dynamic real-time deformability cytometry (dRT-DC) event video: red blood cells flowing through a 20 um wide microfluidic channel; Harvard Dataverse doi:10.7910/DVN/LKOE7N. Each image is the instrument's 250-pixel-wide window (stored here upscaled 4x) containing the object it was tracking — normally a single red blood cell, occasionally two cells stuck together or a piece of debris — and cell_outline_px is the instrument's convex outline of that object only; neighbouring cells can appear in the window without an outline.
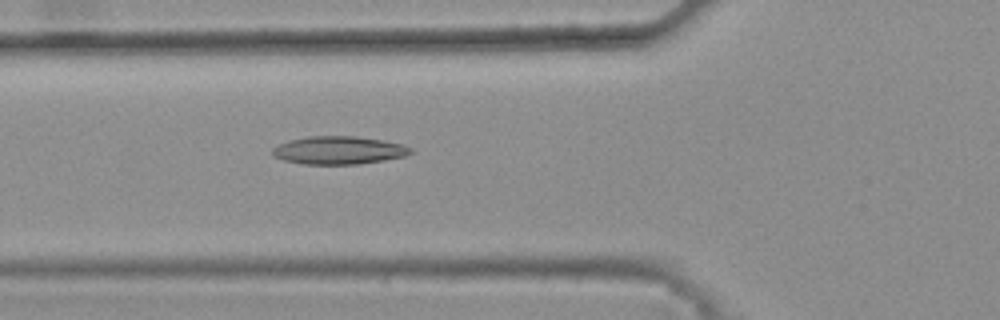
{"species": "common noctule bat (a hibernating species)", "species_latin": "Nyctalus noctula", "temperature_condition": "warm", "stored_images_in_passage": 47, "camera_frame_rate_fps": 3000, "um_per_image_px": 0.085, "animal": {"sex": "female", "body_mass_g": 25.1}, "frame": {"image": 1, "passage_image": 19, "time_ms": 6.0, "image_size_px": [1000, 320], "cell_outline_px": [[412, 152], [404, 156], [384, 160], [356, 164], [304, 164], [284, 160], [272, 156], [272, 148], [276, 144], [288, 140], [308, 136], [356, 136], [384, 140], [400, 144], [412, 148]], "centroid_in_image_um": [28.74, 12.76], "position_along_channel_um": 97.1, "area_um2": 22.6}}
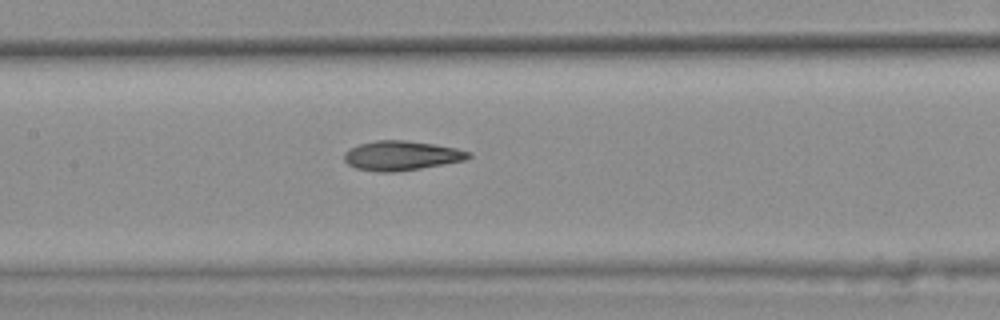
{"frame": {"image": 2, "passage_image": 25, "time_ms": 8.0, "image_size_px": [1000, 320], "cell_outline_px": [[472, 156], [464, 160], [420, 168], [396, 172], [376, 172], [356, 168], [348, 164], [344, 160], [344, 152], [360, 144], [376, 140], [404, 140], [432, 144], [456, 148], [472, 152]], "centroid_in_image_um": [34.11, 13.23], "position_along_channel_um": 173.3, "area_um2": 21.21}}
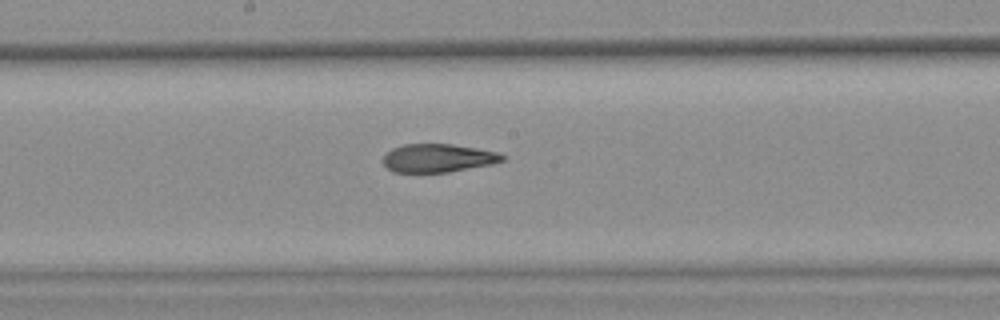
{"frame": {"image": 3, "passage_image": 28, "time_ms": 9.0, "image_size_px": [1000, 320], "cell_outline_px": [[504, 160], [492, 164], [448, 172], [392, 172], [384, 164], [384, 156], [392, 148], [404, 144], [452, 144], [500, 152], [504, 156]], "centroid_in_image_um": [37.25, 13.43], "position_along_channel_um": 211.0, "area_um2": 19.59}, "authors_computed_cell_mechanics": {"area_um2": 21.1548, "velocity_mm_per_s": 3.795, "shape_relaxation_time_tau1_ms": null, "shape_relaxation_time_tau2_ms": 2.4012, "deformation_change_tau1": null, "deformation_change_tau2": 0.1052}}